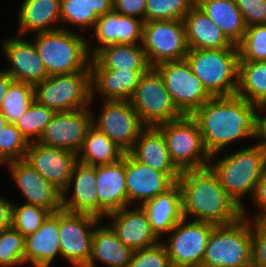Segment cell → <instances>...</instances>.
<instances>
[{
  "mask_svg": "<svg viewBox=\"0 0 266 267\" xmlns=\"http://www.w3.org/2000/svg\"><path fill=\"white\" fill-rule=\"evenodd\" d=\"M260 106L237 94L212 97L191 117L197 122L210 156L228 152V147L245 139L258 141Z\"/></svg>",
  "mask_w": 266,
  "mask_h": 267,
  "instance_id": "obj_1",
  "label": "cell"
},
{
  "mask_svg": "<svg viewBox=\"0 0 266 267\" xmlns=\"http://www.w3.org/2000/svg\"><path fill=\"white\" fill-rule=\"evenodd\" d=\"M105 219L109 220L107 224L116 233L118 239L133 251L161 242L152 230L148 215L142 206H126L109 213Z\"/></svg>",
  "mask_w": 266,
  "mask_h": 267,
  "instance_id": "obj_20",
  "label": "cell"
},
{
  "mask_svg": "<svg viewBox=\"0 0 266 267\" xmlns=\"http://www.w3.org/2000/svg\"><path fill=\"white\" fill-rule=\"evenodd\" d=\"M25 237L12 226L0 231V267H23Z\"/></svg>",
  "mask_w": 266,
  "mask_h": 267,
  "instance_id": "obj_39",
  "label": "cell"
},
{
  "mask_svg": "<svg viewBox=\"0 0 266 267\" xmlns=\"http://www.w3.org/2000/svg\"><path fill=\"white\" fill-rule=\"evenodd\" d=\"M128 267H172L165 245L160 242L154 246L134 250Z\"/></svg>",
  "mask_w": 266,
  "mask_h": 267,
  "instance_id": "obj_43",
  "label": "cell"
},
{
  "mask_svg": "<svg viewBox=\"0 0 266 267\" xmlns=\"http://www.w3.org/2000/svg\"><path fill=\"white\" fill-rule=\"evenodd\" d=\"M143 26L144 21L141 19L120 14L113 9L106 12L98 17L92 33L88 34L89 54L93 57L100 49L109 45L142 44ZM93 39L96 41L95 44Z\"/></svg>",
  "mask_w": 266,
  "mask_h": 267,
  "instance_id": "obj_16",
  "label": "cell"
},
{
  "mask_svg": "<svg viewBox=\"0 0 266 267\" xmlns=\"http://www.w3.org/2000/svg\"><path fill=\"white\" fill-rule=\"evenodd\" d=\"M237 47L239 61H266V23L246 27Z\"/></svg>",
  "mask_w": 266,
  "mask_h": 267,
  "instance_id": "obj_40",
  "label": "cell"
},
{
  "mask_svg": "<svg viewBox=\"0 0 266 267\" xmlns=\"http://www.w3.org/2000/svg\"><path fill=\"white\" fill-rule=\"evenodd\" d=\"M12 200L0 195V231L11 227Z\"/></svg>",
  "mask_w": 266,
  "mask_h": 267,
  "instance_id": "obj_48",
  "label": "cell"
},
{
  "mask_svg": "<svg viewBox=\"0 0 266 267\" xmlns=\"http://www.w3.org/2000/svg\"><path fill=\"white\" fill-rule=\"evenodd\" d=\"M54 114L52 109L34 100L15 125L28 143L38 142Z\"/></svg>",
  "mask_w": 266,
  "mask_h": 267,
  "instance_id": "obj_36",
  "label": "cell"
},
{
  "mask_svg": "<svg viewBox=\"0 0 266 267\" xmlns=\"http://www.w3.org/2000/svg\"><path fill=\"white\" fill-rule=\"evenodd\" d=\"M76 29L34 34L33 42L49 76L91 71L88 38Z\"/></svg>",
  "mask_w": 266,
  "mask_h": 267,
  "instance_id": "obj_4",
  "label": "cell"
},
{
  "mask_svg": "<svg viewBox=\"0 0 266 267\" xmlns=\"http://www.w3.org/2000/svg\"><path fill=\"white\" fill-rule=\"evenodd\" d=\"M90 69L91 104H95L94 100L98 95L101 100L130 101L141 75L147 72L104 69L93 58H91Z\"/></svg>",
  "mask_w": 266,
  "mask_h": 267,
  "instance_id": "obj_24",
  "label": "cell"
},
{
  "mask_svg": "<svg viewBox=\"0 0 266 267\" xmlns=\"http://www.w3.org/2000/svg\"><path fill=\"white\" fill-rule=\"evenodd\" d=\"M252 267H266V224L251 221Z\"/></svg>",
  "mask_w": 266,
  "mask_h": 267,
  "instance_id": "obj_44",
  "label": "cell"
},
{
  "mask_svg": "<svg viewBox=\"0 0 266 267\" xmlns=\"http://www.w3.org/2000/svg\"><path fill=\"white\" fill-rule=\"evenodd\" d=\"M196 6L213 21L233 45H238L246 31L242 13L235 0H196Z\"/></svg>",
  "mask_w": 266,
  "mask_h": 267,
  "instance_id": "obj_31",
  "label": "cell"
},
{
  "mask_svg": "<svg viewBox=\"0 0 266 267\" xmlns=\"http://www.w3.org/2000/svg\"><path fill=\"white\" fill-rule=\"evenodd\" d=\"M177 184L183 218L226 225L242 217V208L227 194L209 166L182 171Z\"/></svg>",
  "mask_w": 266,
  "mask_h": 267,
  "instance_id": "obj_2",
  "label": "cell"
},
{
  "mask_svg": "<svg viewBox=\"0 0 266 267\" xmlns=\"http://www.w3.org/2000/svg\"><path fill=\"white\" fill-rule=\"evenodd\" d=\"M99 114L92 111V125L125 153L129 152L146 127L130 101L100 100ZM95 114V115H94Z\"/></svg>",
  "mask_w": 266,
  "mask_h": 267,
  "instance_id": "obj_12",
  "label": "cell"
},
{
  "mask_svg": "<svg viewBox=\"0 0 266 267\" xmlns=\"http://www.w3.org/2000/svg\"><path fill=\"white\" fill-rule=\"evenodd\" d=\"M183 21L189 49L238 48L196 5L185 15Z\"/></svg>",
  "mask_w": 266,
  "mask_h": 267,
  "instance_id": "obj_30",
  "label": "cell"
},
{
  "mask_svg": "<svg viewBox=\"0 0 266 267\" xmlns=\"http://www.w3.org/2000/svg\"><path fill=\"white\" fill-rule=\"evenodd\" d=\"M142 47L151 67L185 59L189 52L183 20L144 22Z\"/></svg>",
  "mask_w": 266,
  "mask_h": 267,
  "instance_id": "obj_10",
  "label": "cell"
},
{
  "mask_svg": "<svg viewBox=\"0 0 266 267\" xmlns=\"http://www.w3.org/2000/svg\"><path fill=\"white\" fill-rule=\"evenodd\" d=\"M147 0H113V10L146 22Z\"/></svg>",
  "mask_w": 266,
  "mask_h": 267,
  "instance_id": "obj_47",
  "label": "cell"
},
{
  "mask_svg": "<svg viewBox=\"0 0 266 267\" xmlns=\"http://www.w3.org/2000/svg\"><path fill=\"white\" fill-rule=\"evenodd\" d=\"M124 154L111 139L92 125L77 153V161L93 166L112 164Z\"/></svg>",
  "mask_w": 266,
  "mask_h": 267,
  "instance_id": "obj_33",
  "label": "cell"
},
{
  "mask_svg": "<svg viewBox=\"0 0 266 267\" xmlns=\"http://www.w3.org/2000/svg\"><path fill=\"white\" fill-rule=\"evenodd\" d=\"M102 223L94 229L92 253L86 267H98V262L106 267H128L133 250L118 239L106 222Z\"/></svg>",
  "mask_w": 266,
  "mask_h": 267,
  "instance_id": "obj_29",
  "label": "cell"
},
{
  "mask_svg": "<svg viewBox=\"0 0 266 267\" xmlns=\"http://www.w3.org/2000/svg\"><path fill=\"white\" fill-rule=\"evenodd\" d=\"M262 221L266 224V217Z\"/></svg>",
  "mask_w": 266,
  "mask_h": 267,
  "instance_id": "obj_53",
  "label": "cell"
},
{
  "mask_svg": "<svg viewBox=\"0 0 266 267\" xmlns=\"http://www.w3.org/2000/svg\"><path fill=\"white\" fill-rule=\"evenodd\" d=\"M96 183V166L77 161L67 187L61 192L62 209L98 218Z\"/></svg>",
  "mask_w": 266,
  "mask_h": 267,
  "instance_id": "obj_22",
  "label": "cell"
},
{
  "mask_svg": "<svg viewBox=\"0 0 266 267\" xmlns=\"http://www.w3.org/2000/svg\"><path fill=\"white\" fill-rule=\"evenodd\" d=\"M108 70L148 71L151 66L142 44H115L100 49L92 57Z\"/></svg>",
  "mask_w": 266,
  "mask_h": 267,
  "instance_id": "obj_32",
  "label": "cell"
},
{
  "mask_svg": "<svg viewBox=\"0 0 266 267\" xmlns=\"http://www.w3.org/2000/svg\"><path fill=\"white\" fill-rule=\"evenodd\" d=\"M125 179L128 206H142L176 183L167 173L137 161L129 152L125 153Z\"/></svg>",
  "mask_w": 266,
  "mask_h": 267,
  "instance_id": "obj_19",
  "label": "cell"
},
{
  "mask_svg": "<svg viewBox=\"0 0 266 267\" xmlns=\"http://www.w3.org/2000/svg\"><path fill=\"white\" fill-rule=\"evenodd\" d=\"M57 258H61L59 211L51 213L37 231L25 237L24 264L51 267Z\"/></svg>",
  "mask_w": 266,
  "mask_h": 267,
  "instance_id": "obj_25",
  "label": "cell"
},
{
  "mask_svg": "<svg viewBox=\"0 0 266 267\" xmlns=\"http://www.w3.org/2000/svg\"><path fill=\"white\" fill-rule=\"evenodd\" d=\"M24 160L62 192L72 176L77 153L32 142L28 144Z\"/></svg>",
  "mask_w": 266,
  "mask_h": 267,
  "instance_id": "obj_18",
  "label": "cell"
},
{
  "mask_svg": "<svg viewBox=\"0 0 266 267\" xmlns=\"http://www.w3.org/2000/svg\"><path fill=\"white\" fill-rule=\"evenodd\" d=\"M97 19L98 16L90 10L87 0H61V29L71 30L72 25L80 32L83 29L90 31Z\"/></svg>",
  "mask_w": 266,
  "mask_h": 267,
  "instance_id": "obj_37",
  "label": "cell"
},
{
  "mask_svg": "<svg viewBox=\"0 0 266 267\" xmlns=\"http://www.w3.org/2000/svg\"><path fill=\"white\" fill-rule=\"evenodd\" d=\"M157 127L163 133L172 163L180 172L209 166L211 156L199 126L191 116L184 115Z\"/></svg>",
  "mask_w": 266,
  "mask_h": 267,
  "instance_id": "obj_8",
  "label": "cell"
},
{
  "mask_svg": "<svg viewBox=\"0 0 266 267\" xmlns=\"http://www.w3.org/2000/svg\"><path fill=\"white\" fill-rule=\"evenodd\" d=\"M185 59L212 97L235 95L238 86V48L189 49Z\"/></svg>",
  "mask_w": 266,
  "mask_h": 267,
  "instance_id": "obj_5",
  "label": "cell"
},
{
  "mask_svg": "<svg viewBox=\"0 0 266 267\" xmlns=\"http://www.w3.org/2000/svg\"><path fill=\"white\" fill-rule=\"evenodd\" d=\"M201 267H252L251 220L215 225Z\"/></svg>",
  "mask_w": 266,
  "mask_h": 267,
  "instance_id": "obj_6",
  "label": "cell"
},
{
  "mask_svg": "<svg viewBox=\"0 0 266 267\" xmlns=\"http://www.w3.org/2000/svg\"><path fill=\"white\" fill-rule=\"evenodd\" d=\"M51 213L39 206L13 202L11 226L27 237L37 231Z\"/></svg>",
  "mask_w": 266,
  "mask_h": 267,
  "instance_id": "obj_38",
  "label": "cell"
},
{
  "mask_svg": "<svg viewBox=\"0 0 266 267\" xmlns=\"http://www.w3.org/2000/svg\"><path fill=\"white\" fill-rule=\"evenodd\" d=\"M98 218L128 206L125 179V154L115 163L96 166Z\"/></svg>",
  "mask_w": 266,
  "mask_h": 267,
  "instance_id": "obj_23",
  "label": "cell"
},
{
  "mask_svg": "<svg viewBox=\"0 0 266 267\" xmlns=\"http://www.w3.org/2000/svg\"><path fill=\"white\" fill-rule=\"evenodd\" d=\"M101 221L90 214L59 210L61 259L72 267H86L92 253L94 229Z\"/></svg>",
  "mask_w": 266,
  "mask_h": 267,
  "instance_id": "obj_13",
  "label": "cell"
},
{
  "mask_svg": "<svg viewBox=\"0 0 266 267\" xmlns=\"http://www.w3.org/2000/svg\"><path fill=\"white\" fill-rule=\"evenodd\" d=\"M8 124L7 119L4 117L3 113L0 111V131Z\"/></svg>",
  "mask_w": 266,
  "mask_h": 267,
  "instance_id": "obj_52",
  "label": "cell"
},
{
  "mask_svg": "<svg viewBox=\"0 0 266 267\" xmlns=\"http://www.w3.org/2000/svg\"><path fill=\"white\" fill-rule=\"evenodd\" d=\"M91 126V107L55 112L38 142L49 147L78 153Z\"/></svg>",
  "mask_w": 266,
  "mask_h": 267,
  "instance_id": "obj_15",
  "label": "cell"
},
{
  "mask_svg": "<svg viewBox=\"0 0 266 267\" xmlns=\"http://www.w3.org/2000/svg\"><path fill=\"white\" fill-rule=\"evenodd\" d=\"M34 100V85L13 81L4 95L0 111L8 123L15 124Z\"/></svg>",
  "mask_w": 266,
  "mask_h": 267,
  "instance_id": "obj_35",
  "label": "cell"
},
{
  "mask_svg": "<svg viewBox=\"0 0 266 267\" xmlns=\"http://www.w3.org/2000/svg\"><path fill=\"white\" fill-rule=\"evenodd\" d=\"M236 94L249 103L266 106V61H239Z\"/></svg>",
  "mask_w": 266,
  "mask_h": 267,
  "instance_id": "obj_34",
  "label": "cell"
},
{
  "mask_svg": "<svg viewBox=\"0 0 266 267\" xmlns=\"http://www.w3.org/2000/svg\"><path fill=\"white\" fill-rule=\"evenodd\" d=\"M246 27L266 23V0H235Z\"/></svg>",
  "mask_w": 266,
  "mask_h": 267,
  "instance_id": "obj_45",
  "label": "cell"
},
{
  "mask_svg": "<svg viewBox=\"0 0 266 267\" xmlns=\"http://www.w3.org/2000/svg\"><path fill=\"white\" fill-rule=\"evenodd\" d=\"M28 144L16 125L8 123L0 131V167L8 162L24 159Z\"/></svg>",
  "mask_w": 266,
  "mask_h": 267,
  "instance_id": "obj_42",
  "label": "cell"
},
{
  "mask_svg": "<svg viewBox=\"0 0 266 267\" xmlns=\"http://www.w3.org/2000/svg\"><path fill=\"white\" fill-rule=\"evenodd\" d=\"M1 45L9 62V68L4 70L14 81L35 85L49 77L32 40L16 36L4 39Z\"/></svg>",
  "mask_w": 266,
  "mask_h": 267,
  "instance_id": "obj_21",
  "label": "cell"
},
{
  "mask_svg": "<svg viewBox=\"0 0 266 267\" xmlns=\"http://www.w3.org/2000/svg\"><path fill=\"white\" fill-rule=\"evenodd\" d=\"M14 81L13 77L7 73L4 69L0 70V107L4 98V95L7 93L8 88Z\"/></svg>",
  "mask_w": 266,
  "mask_h": 267,
  "instance_id": "obj_51",
  "label": "cell"
},
{
  "mask_svg": "<svg viewBox=\"0 0 266 267\" xmlns=\"http://www.w3.org/2000/svg\"><path fill=\"white\" fill-rule=\"evenodd\" d=\"M130 103L145 126L157 127L184 116L175 106L160 73L154 67L141 75Z\"/></svg>",
  "mask_w": 266,
  "mask_h": 267,
  "instance_id": "obj_9",
  "label": "cell"
},
{
  "mask_svg": "<svg viewBox=\"0 0 266 267\" xmlns=\"http://www.w3.org/2000/svg\"><path fill=\"white\" fill-rule=\"evenodd\" d=\"M258 142L266 149V106L260 108Z\"/></svg>",
  "mask_w": 266,
  "mask_h": 267,
  "instance_id": "obj_50",
  "label": "cell"
},
{
  "mask_svg": "<svg viewBox=\"0 0 266 267\" xmlns=\"http://www.w3.org/2000/svg\"><path fill=\"white\" fill-rule=\"evenodd\" d=\"M154 68L160 73L166 90L183 115L191 116L212 98L186 59L164 62Z\"/></svg>",
  "mask_w": 266,
  "mask_h": 267,
  "instance_id": "obj_14",
  "label": "cell"
},
{
  "mask_svg": "<svg viewBox=\"0 0 266 267\" xmlns=\"http://www.w3.org/2000/svg\"><path fill=\"white\" fill-rule=\"evenodd\" d=\"M221 153L211 156L209 167L227 194L243 208L242 199H246L245 195L252 198L256 184L266 171V149L256 141L234 152L224 153L222 157Z\"/></svg>",
  "mask_w": 266,
  "mask_h": 267,
  "instance_id": "obj_3",
  "label": "cell"
},
{
  "mask_svg": "<svg viewBox=\"0 0 266 267\" xmlns=\"http://www.w3.org/2000/svg\"><path fill=\"white\" fill-rule=\"evenodd\" d=\"M90 10L100 17L113 9V0H87Z\"/></svg>",
  "mask_w": 266,
  "mask_h": 267,
  "instance_id": "obj_49",
  "label": "cell"
},
{
  "mask_svg": "<svg viewBox=\"0 0 266 267\" xmlns=\"http://www.w3.org/2000/svg\"><path fill=\"white\" fill-rule=\"evenodd\" d=\"M34 99L54 112L92 108L91 71L49 76L34 85Z\"/></svg>",
  "mask_w": 266,
  "mask_h": 267,
  "instance_id": "obj_7",
  "label": "cell"
},
{
  "mask_svg": "<svg viewBox=\"0 0 266 267\" xmlns=\"http://www.w3.org/2000/svg\"><path fill=\"white\" fill-rule=\"evenodd\" d=\"M214 224L182 218L161 240L172 267H201L202 258Z\"/></svg>",
  "mask_w": 266,
  "mask_h": 267,
  "instance_id": "obj_11",
  "label": "cell"
},
{
  "mask_svg": "<svg viewBox=\"0 0 266 267\" xmlns=\"http://www.w3.org/2000/svg\"><path fill=\"white\" fill-rule=\"evenodd\" d=\"M129 153L139 162L159 172L167 173L175 182L181 172L172 163L162 131L146 126Z\"/></svg>",
  "mask_w": 266,
  "mask_h": 267,
  "instance_id": "obj_27",
  "label": "cell"
},
{
  "mask_svg": "<svg viewBox=\"0 0 266 267\" xmlns=\"http://www.w3.org/2000/svg\"><path fill=\"white\" fill-rule=\"evenodd\" d=\"M142 207L148 215L152 230L163 240L183 218L179 185L176 182L166 192L146 202Z\"/></svg>",
  "mask_w": 266,
  "mask_h": 267,
  "instance_id": "obj_28",
  "label": "cell"
},
{
  "mask_svg": "<svg viewBox=\"0 0 266 267\" xmlns=\"http://www.w3.org/2000/svg\"><path fill=\"white\" fill-rule=\"evenodd\" d=\"M196 5V0H147L146 22L153 20H183Z\"/></svg>",
  "mask_w": 266,
  "mask_h": 267,
  "instance_id": "obj_41",
  "label": "cell"
},
{
  "mask_svg": "<svg viewBox=\"0 0 266 267\" xmlns=\"http://www.w3.org/2000/svg\"><path fill=\"white\" fill-rule=\"evenodd\" d=\"M18 9L17 36L61 29V0H22Z\"/></svg>",
  "mask_w": 266,
  "mask_h": 267,
  "instance_id": "obj_26",
  "label": "cell"
},
{
  "mask_svg": "<svg viewBox=\"0 0 266 267\" xmlns=\"http://www.w3.org/2000/svg\"><path fill=\"white\" fill-rule=\"evenodd\" d=\"M5 166L17 190L25 197L23 203L45 208L52 213L62 209L61 192L24 159L8 162Z\"/></svg>",
  "mask_w": 266,
  "mask_h": 267,
  "instance_id": "obj_17",
  "label": "cell"
},
{
  "mask_svg": "<svg viewBox=\"0 0 266 267\" xmlns=\"http://www.w3.org/2000/svg\"><path fill=\"white\" fill-rule=\"evenodd\" d=\"M250 200L257 209V212L250 216V213L248 212L249 209L247 210L246 206H244L242 208V217L251 221H262L266 217V171L256 184L253 196Z\"/></svg>",
  "mask_w": 266,
  "mask_h": 267,
  "instance_id": "obj_46",
  "label": "cell"
}]
</instances>
